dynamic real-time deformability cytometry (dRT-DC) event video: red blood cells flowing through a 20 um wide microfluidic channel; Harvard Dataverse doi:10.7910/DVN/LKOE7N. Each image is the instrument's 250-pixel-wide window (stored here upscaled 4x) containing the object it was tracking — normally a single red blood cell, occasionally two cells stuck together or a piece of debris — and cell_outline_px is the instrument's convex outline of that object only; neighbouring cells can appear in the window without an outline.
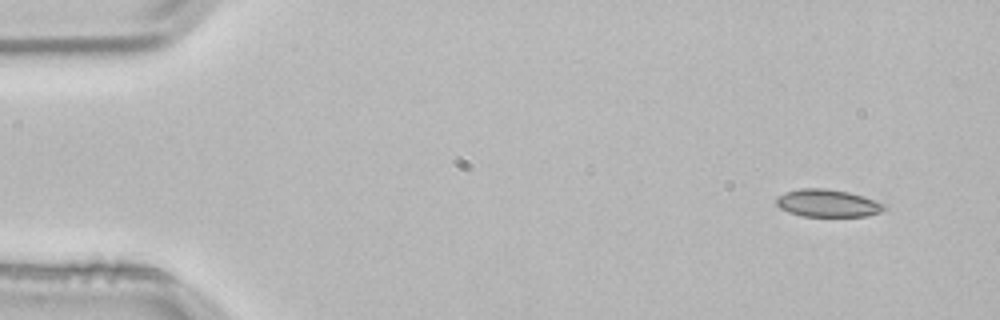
{"species": "common noctule bat (a hibernating species)", "species_latin": "Nyctalus noctula", "temperature_condition": "room temperature", "stored_images_in_passage": 3, "camera_frame_rate_fps": 3000, "um_per_image_px": 0.085, "animal": {"sex": "male", "body_mass_g": 21.5, "forearm_length_mm": 52.0}, "frame": {"image": 1, "passage_image": 1, "time_ms": 0.0, "image_size_px": [1000, 320], "cell_outline_px": [[888, 208], [880, 212], [868, 216], [800, 216], [788, 212], [780, 208], [776, 204], [776, 196], [784, 192], [800, 188], [824, 188], [848, 192], [864, 196], [888, 204]], "centroid_in_image_um": [70.37, 17.27], "position_along_channel_um": 14.6, "area_um2": 17.63}}
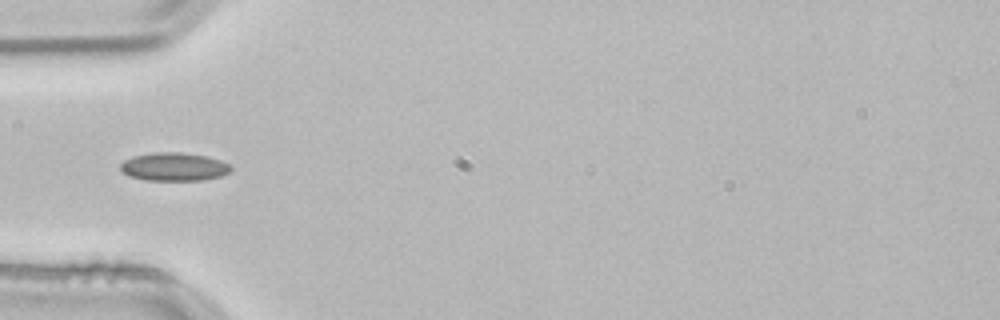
{"frame": {"image": 2, "passage_image": 3, "time_ms": 0.667, "image_size_px": [1000, 320], "cell_outline_px": [[232, 168], [228, 172], [220, 176], [200, 180], [144, 180], [128, 176], [120, 168], [120, 164], [124, 160], [132, 156], [152, 152], [180, 152], [208, 156], [220, 160], [228, 164]], "centroid_in_image_um": [14.75, 14.16], "position_along_channel_um": 70.2, "area_um2": 18.21}}